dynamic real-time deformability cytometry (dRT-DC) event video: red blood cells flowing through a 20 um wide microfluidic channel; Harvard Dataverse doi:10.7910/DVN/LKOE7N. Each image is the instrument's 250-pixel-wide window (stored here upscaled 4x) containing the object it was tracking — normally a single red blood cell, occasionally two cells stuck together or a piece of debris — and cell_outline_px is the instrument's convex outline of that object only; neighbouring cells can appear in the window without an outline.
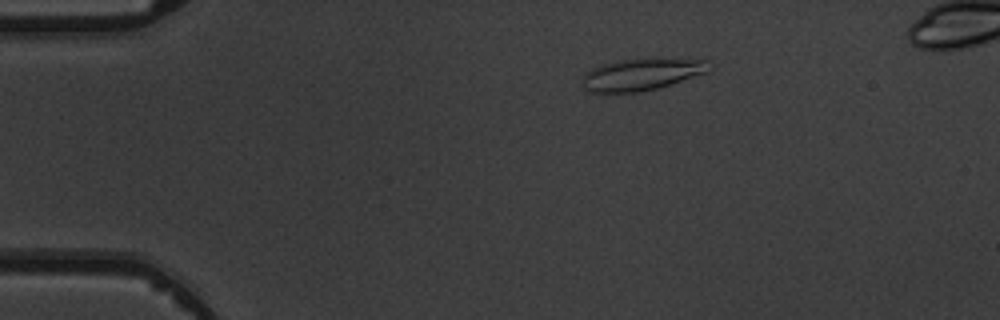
{"species": "common noctule bat (a hibernating species)", "species_latin": "Nyctalus noctula", "temperature_condition": "warm", "stored_images_in_passage": 5, "camera_frame_rate_fps": 3000, "um_per_image_px": 0.085, "animal": {"sex": "male", "body_mass_g": 19.5, "forearm_length_mm": 54.6}, "frame": {"image": 1, "passage_image": 3, "time_ms": 2.333, "image_size_px": [1000, 320], "cell_outline_px": [[712, 68], [708, 72], [672, 84], [640, 92], [588, 92], [584, 88], [584, 76], [592, 68], [604, 64], [620, 60], [656, 56], [708, 60]], "centroid_in_image_um": [54.64, 6.28], "position_along_channel_um": 30.4, "area_um2": 24.04}}